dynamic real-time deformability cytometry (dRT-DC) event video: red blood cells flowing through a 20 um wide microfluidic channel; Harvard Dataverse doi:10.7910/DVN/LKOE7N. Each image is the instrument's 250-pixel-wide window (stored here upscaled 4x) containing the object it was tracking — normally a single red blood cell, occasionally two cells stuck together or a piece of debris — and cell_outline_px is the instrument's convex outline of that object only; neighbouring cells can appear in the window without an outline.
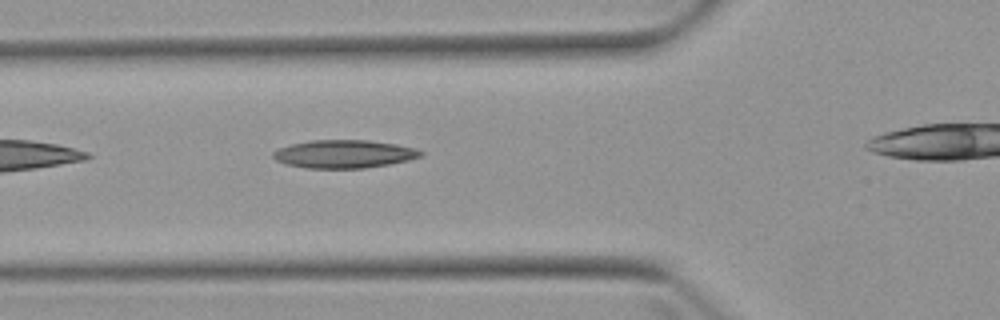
{"species": "Egyptian fruit bat (a non-hibernating species)", "species_latin": "Rousettus aegyptiacus", "temperature_condition": "warm", "stored_images_in_passage": 5, "camera_frame_rate_fps": 3000, "um_per_image_px": 0.085, "animal": {"sex": "female"}, "frame": {"image": 1, "passage_image": 4, "time_ms": 3.333, "image_size_px": [1000, 320], "cell_outline_px": [[424, 152], [420, 156], [408, 160], [388, 164], [364, 168], [304, 168], [284, 164], [276, 160], [272, 156], [272, 152], [280, 148], [292, 144], [308, 140], [368, 140], [396, 144], [416, 148]], "centroid_in_image_um": [29.21, 13.09], "position_along_channel_um": 96.6, "area_um2": 24.16}}